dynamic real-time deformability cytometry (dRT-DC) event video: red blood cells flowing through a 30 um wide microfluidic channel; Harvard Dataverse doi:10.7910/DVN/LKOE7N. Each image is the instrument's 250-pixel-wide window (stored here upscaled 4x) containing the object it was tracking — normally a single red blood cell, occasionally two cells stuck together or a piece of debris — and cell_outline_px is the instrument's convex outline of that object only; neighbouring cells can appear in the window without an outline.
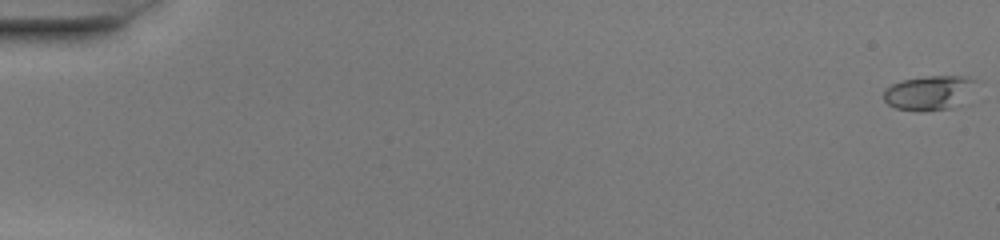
{"species": "common noctule bat (a hibernating species)", "species_latin": "Nyctalus noctula", "temperature_condition": "warm", "stored_images_in_passage": 52, "camera_frame_rate_fps": 3000, "um_per_image_px": 0.085, "animal": {"sex": "female", "body_mass_g": 20.0, "forearm_length_mm": 54.0}, "frame": {"image": 1, "passage_image": 1, "time_ms": 0.0, "image_size_px": [1000, 240], "cell_outline_px": [[976, 80], [956, 104], [952, 108], [920, 112], [896, 108], [888, 104], [884, 100], [884, 88], [900, 80], [924, 76], [968, 76]], "centroid_in_image_um": [78.84, 7.88], "position_along_channel_um": 6.2, "area_um2": 18.03}}
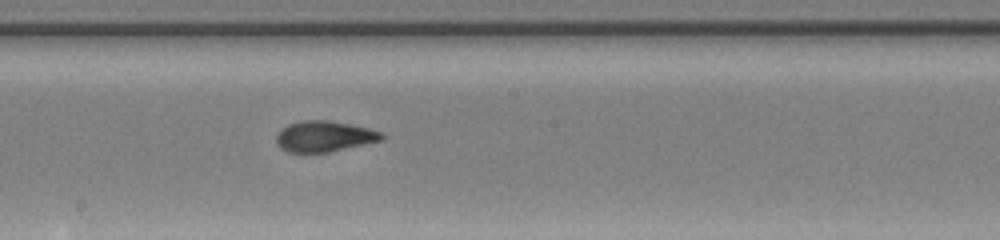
{"frame": {"image": 2, "passage_image": 30, "time_ms": 9.667, "image_size_px": [1000, 240], "cell_outline_px": [[388, 136], [384, 140], [328, 152], [288, 152], [280, 148], [276, 144], [276, 132], [280, 128], [288, 124], [304, 120], [328, 120], [368, 128], [384, 132]], "centroid_in_image_um": [27.57, 11.59], "position_along_channel_um": 220.6, "area_um2": 19.19}}
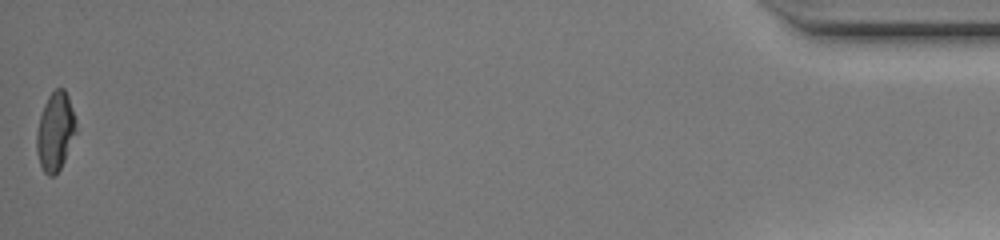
{"frame": {"image": 3, "passage_image": 52, "time_ms": 17.0, "image_size_px": [1000, 240], "cell_outline_px": [[76, 132], [64, 160], [60, 168], [52, 176], [48, 176], [44, 172], [40, 164], [36, 152], [36, 132], [40, 116], [44, 104], [48, 96], [56, 88], [64, 88], [68, 96], [76, 120]], "centroid_in_image_um": [4.68, 11.16], "position_along_channel_um": 430.5, "area_um2": 17.92}, "authors_computed_cell_mechanics": {"area_um2": 18.7272, "velocity_mm_per_s": 4.1068, "shape_relaxation_time_tau1_ms": 8.0181, "shape_relaxation_time_tau2_ms": 1.4466, "deformation_change_tau1": 0.2584, "deformation_change_tau2": 0.0719}}